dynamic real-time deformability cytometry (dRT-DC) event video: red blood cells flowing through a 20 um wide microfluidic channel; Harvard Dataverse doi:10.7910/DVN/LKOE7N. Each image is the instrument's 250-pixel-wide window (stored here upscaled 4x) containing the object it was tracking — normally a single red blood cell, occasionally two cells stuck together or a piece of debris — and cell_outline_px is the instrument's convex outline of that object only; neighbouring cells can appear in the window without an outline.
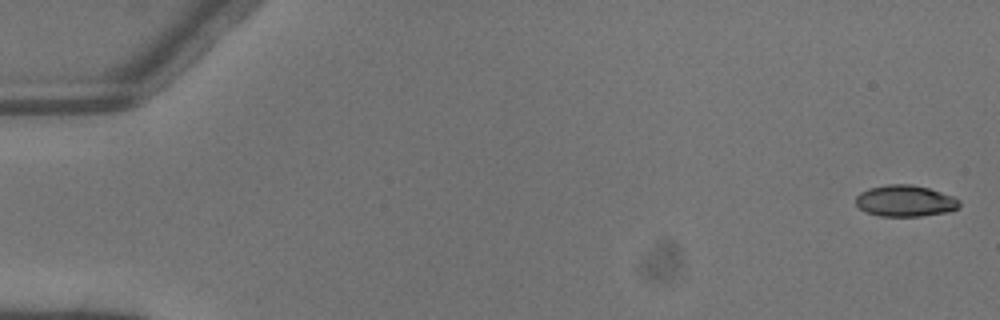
{"species": "common noctule bat (a hibernating species)", "species_latin": "Nyctalus noctula", "temperature_condition": "warm", "stored_images_in_passage": 4, "camera_frame_rate_fps": 3000, "um_per_image_px": 0.085, "animal": {"sex": "male", "body_mass_g": 13.3}, "frame": {"image": 1, "passage_image": 1, "time_ms": 0.0, "image_size_px": [1000, 320], "cell_outline_px": [[960, 204], [956, 208], [948, 212], [920, 216], [880, 216], [864, 212], [856, 204], [856, 196], [860, 192], [868, 188], [888, 184], [912, 184], [928, 188], [956, 196], [960, 200]], "centroid_in_image_um": [76.94, 17.07], "position_along_channel_um": 8.1, "area_um2": 19.13}}
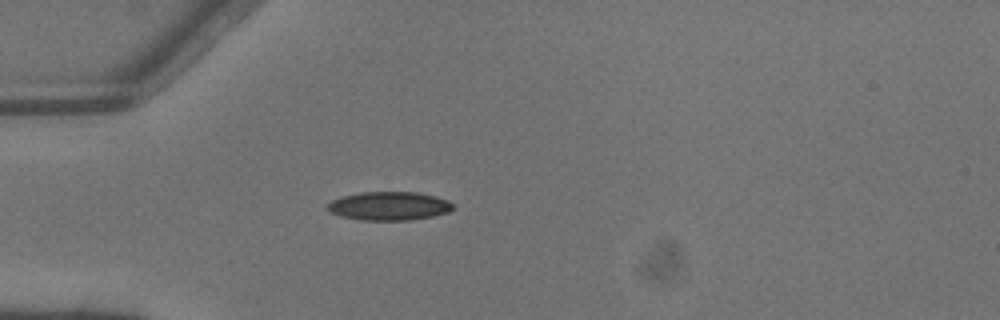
{"frame": {"image": 2, "passage_image": 4, "time_ms": 1.0, "image_size_px": [1000, 320], "cell_outline_px": [[452, 208], [448, 212], [432, 216], [408, 220], [360, 220], [340, 216], [328, 212], [324, 208], [332, 200], [340, 196], [360, 192], [416, 192], [436, 196], [448, 200], [452, 204]], "centroid_in_image_um": [33.0, 17.5], "position_along_channel_um": 52.0, "area_um2": 21.04}}